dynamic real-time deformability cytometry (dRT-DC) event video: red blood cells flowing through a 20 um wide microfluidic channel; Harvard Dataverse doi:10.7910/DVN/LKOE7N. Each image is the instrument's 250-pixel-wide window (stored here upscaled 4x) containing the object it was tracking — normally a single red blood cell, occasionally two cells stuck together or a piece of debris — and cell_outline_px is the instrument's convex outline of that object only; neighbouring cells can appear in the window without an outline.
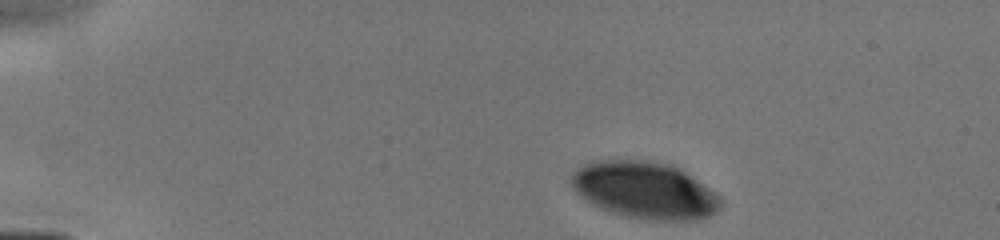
{"species": "human", "species_latin": "Homo sapiens", "temperature_condition": "cold", "stored_images_in_passage": 9, "camera_frame_rate_fps": 3000, "um_per_image_px": 0.085, "donor": {"sex": "male"}, "frame": {"image": 1, "passage_image": 1, "time_ms": 0.0, "image_size_px": [1000, 240], "cell_outline_px": [[724, 200], [720, 208], [716, 212], [700, 220], [640, 220], [624, 216], [600, 208], [592, 204], [580, 196], [576, 192], [572, 184], [572, 172], [576, 168], [584, 164], [596, 160], [644, 160], [672, 164], [680, 168], [720, 196]], "centroid_in_image_um": [54.82, 16.18], "position_along_channel_um": 30.2, "area_um2": 49.82}}
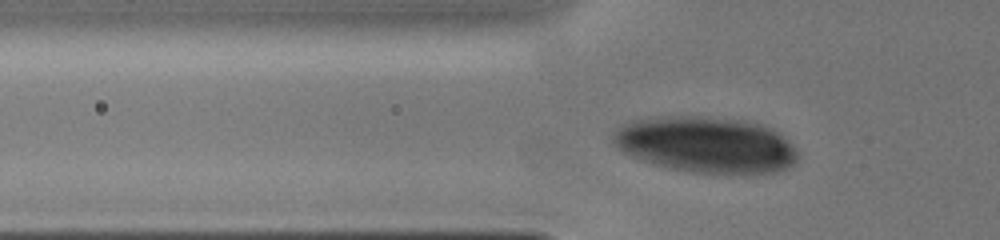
{"frame": {"image": 2, "passage_image": 8, "time_ms": 2.667, "image_size_px": [1000, 240], "cell_outline_px": [[796, 160], [792, 164], [776, 172], [744, 176], [692, 172], [668, 168], [632, 156], [616, 148], [612, 144], [612, 136], [616, 128], [620, 124], [632, 120], [648, 116], [700, 116], [748, 120], [764, 124], [772, 128], [788, 140], [792, 144], [796, 152]], "centroid_in_image_um": [59.99, 12.3], "position_along_channel_um": 65.8, "area_um2": 61.67}}